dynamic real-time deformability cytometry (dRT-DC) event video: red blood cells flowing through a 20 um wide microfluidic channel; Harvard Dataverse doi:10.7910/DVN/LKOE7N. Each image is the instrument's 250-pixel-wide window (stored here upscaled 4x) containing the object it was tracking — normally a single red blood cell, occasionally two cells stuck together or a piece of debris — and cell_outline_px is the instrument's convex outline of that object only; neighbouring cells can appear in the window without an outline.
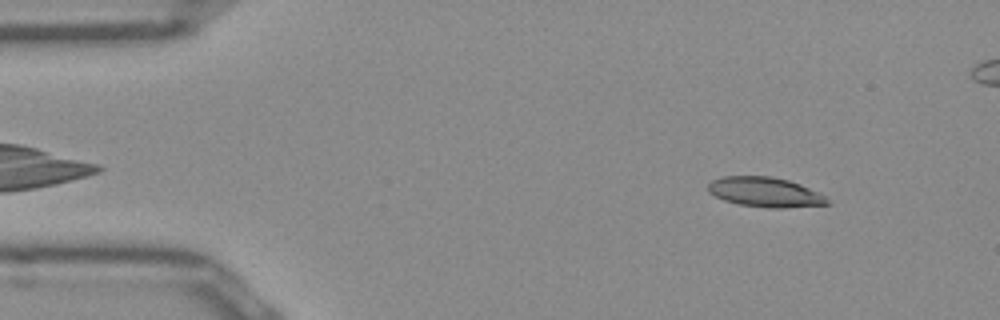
{"species": "Egyptian fruit bat (a non-hibernating species)", "species_latin": "Rousettus aegyptiacus", "temperature_condition": "room temperature", "stored_images_in_passage": 14, "camera_frame_rate_fps": 3000, "um_per_image_px": 0.085, "frame": {"image": 1, "passage_image": 5, "time_ms": 1.333, "image_size_px": [1000, 320], "cell_outline_px": [[832, 204], [780, 208], [768, 208], [740, 204], [724, 200], [708, 192], [708, 184], [712, 180], [724, 176], [772, 176], [788, 180], [800, 184], [820, 192]], "centroid_in_image_um": [65.05, 16.33], "position_along_channel_um": 19.9, "area_um2": 20.69}}